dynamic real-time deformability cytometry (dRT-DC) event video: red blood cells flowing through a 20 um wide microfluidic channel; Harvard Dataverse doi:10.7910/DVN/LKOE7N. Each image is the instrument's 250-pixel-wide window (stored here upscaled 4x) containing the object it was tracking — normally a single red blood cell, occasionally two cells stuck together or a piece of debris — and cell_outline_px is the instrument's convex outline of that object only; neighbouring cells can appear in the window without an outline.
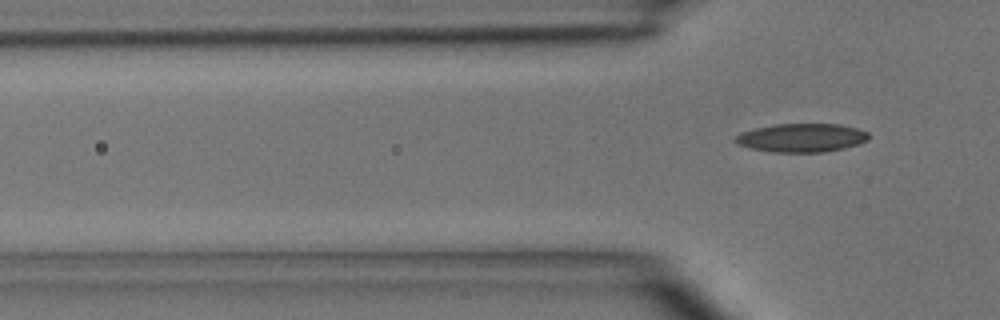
{"species": "common noctule bat (a hibernating species)", "species_latin": "Nyctalus noctula", "temperature_condition": "room temperature", "stored_images_in_passage": 6, "camera_frame_rate_fps": 3000, "um_per_image_px": 0.085, "animal": {"sex": "male", "body_mass_g": 15.6}, "frame": {"image": 1, "passage_image": 6, "time_ms": 5.667, "image_size_px": [1000, 320], "cell_outline_px": [[868, 140], [844, 148], [824, 152], [772, 152], [752, 148], [740, 144], [732, 140], [740, 132], [772, 124], [840, 124], [856, 128], [868, 132]], "centroid_in_image_um": [68.12, 11.7], "position_along_channel_um": 57.7, "area_um2": 22.08}}